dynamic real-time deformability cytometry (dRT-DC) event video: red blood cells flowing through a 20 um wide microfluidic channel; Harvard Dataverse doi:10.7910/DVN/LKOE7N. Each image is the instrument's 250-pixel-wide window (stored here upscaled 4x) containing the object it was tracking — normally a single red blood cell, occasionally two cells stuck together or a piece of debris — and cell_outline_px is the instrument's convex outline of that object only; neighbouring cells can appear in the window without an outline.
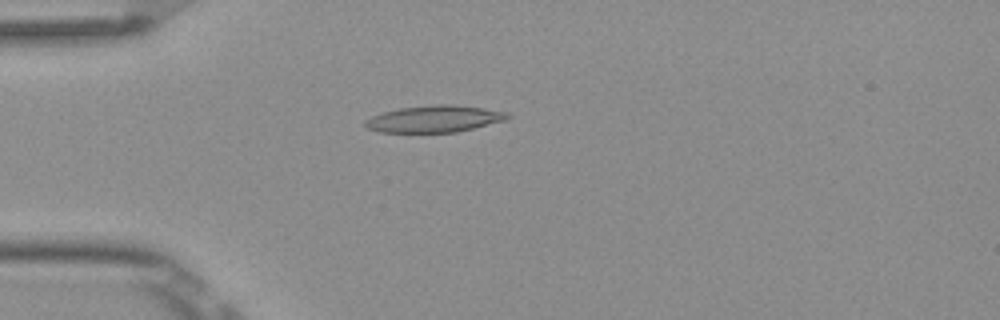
{"species": "Egyptian fruit bat (a non-hibernating species)", "species_latin": "Rousettus aegyptiacus", "temperature_condition": "room temperature", "stored_images_in_passage": 3, "camera_frame_rate_fps": 3000, "um_per_image_px": 0.085, "frame": {"image": 1, "passage_image": 2, "time_ms": 0.333, "image_size_px": [1000, 320], "cell_outline_px": [[512, 116], [504, 120], [456, 132], [380, 132], [368, 128], [364, 124], [364, 120], [372, 116], [384, 112], [400, 108], [440, 104], [452, 104], [484, 108], [508, 112]], "centroid_in_image_um": [36.92, 10.1], "position_along_channel_um": 48.1, "area_um2": 21.96}}